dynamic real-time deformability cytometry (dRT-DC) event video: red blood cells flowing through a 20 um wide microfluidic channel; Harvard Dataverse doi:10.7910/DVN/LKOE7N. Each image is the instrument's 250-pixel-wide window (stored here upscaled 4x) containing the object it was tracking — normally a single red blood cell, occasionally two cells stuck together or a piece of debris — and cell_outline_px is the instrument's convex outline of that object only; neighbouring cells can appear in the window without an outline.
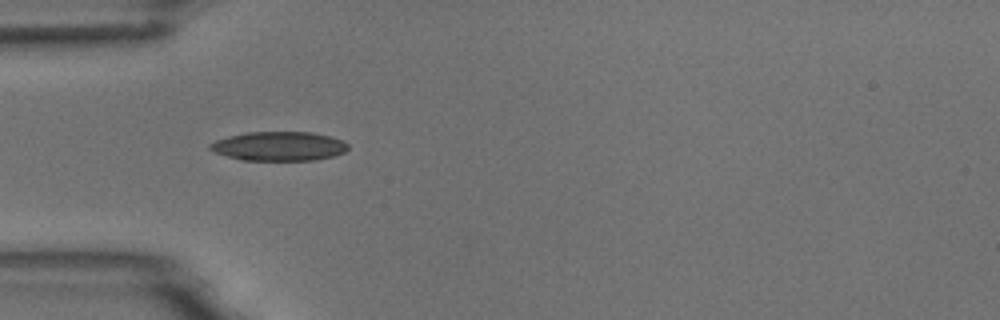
{"species": "common noctule bat (a hibernating species)", "species_latin": "Nyctalus noctula", "temperature_condition": "room temperature", "stored_images_in_passage": 4, "camera_frame_rate_fps": 3000, "um_per_image_px": 0.085, "animal": {"sex": "male", "body_mass_g": 18.8}, "frame": {"image": 1, "passage_image": 1, "time_ms": 0.0, "image_size_px": [1000, 320], "cell_outline_px": [[348, 148], [344, 152], [332, 156], [316, 160], [240, 160], [216, 152], [208, 148], [208, 144], [216, 140], [228, 136], [248, 132], [312, 132], [344, 140], [348, 144]], "centroid_in_image_um": [23.71, 12.42], "position_along_channel_um": 61.3, "area_um2": 23.41}}